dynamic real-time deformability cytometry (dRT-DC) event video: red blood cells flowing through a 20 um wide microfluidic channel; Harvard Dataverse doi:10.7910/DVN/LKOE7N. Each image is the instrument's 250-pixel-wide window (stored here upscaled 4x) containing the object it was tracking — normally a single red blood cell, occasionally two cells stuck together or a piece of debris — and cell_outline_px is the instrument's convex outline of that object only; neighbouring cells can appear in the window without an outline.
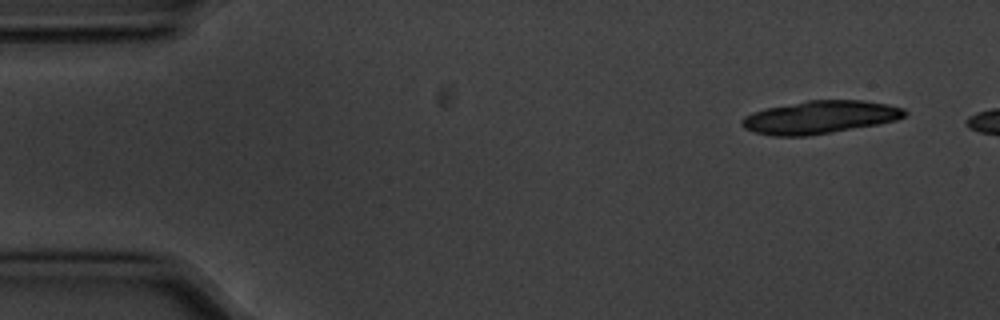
{"species": "common noctule bat (a hibernating species)", "species_latin": "Nyctalus noctula", "temperature_condition": "cold", "stored_images_in_passage": 3, "camera_frame_rate_fps": 3000, "um_per_image_px": 0.085, "animal": {"sex": "male", "body_mass_g": 20.1, "forearm_length_mm": 53.5}, "frame": {"image": 1, "passage_image": 1, "time_ms": 0.0, "image_size_px": [1000, 320], "cell_outline_px": [[908, 112], [904, 116], [896, 120], [876, 124], [808, 136], [772, 136], [756, 132], [744, 128], [740, 124], [740, 120], [744, 116], [752, 112], [764, 108], [808, 100], [864, 100], [888, 104], [904, 108]], "centroid_in_image_um": [69.66, 9.95], "position_along_channel_um": 15.3, "area_um2": 31.21}}